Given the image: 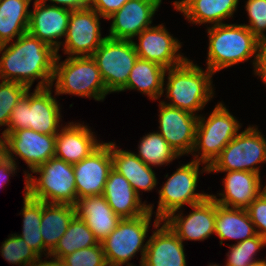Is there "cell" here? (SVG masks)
<instances>
[{"label": "cell", "instance_id": "3957f363", "mask_svg": "<svg viewBox=\"0 0 266 266\" xmlns=\"http://www.w3.org/2000/svg\"><path fill=\"white\" fill-rule=\"evenodd\" d=\"M165 73L168 76L163 91L166 90V98L171 102H162L168 106L197 115L215 95L211 79L214 74L188 58L176 67L168 68Z\"/></svg>", "mask_w": 266, "mask_h": 266}, {"label": "cell", "instance_id": "83f0119b", "mask_svg": "<svg viewBox=\"0 0 266 266\" xmlns=\"http://www.w3.org/2000/svg\"><path fill=\"white\" fill-rule=\"evenodd\" d=\"M215 235L223 240L242 242L257 235L247 209L228 208L216 203Z\"/></svg>", "mask_w": 266, "mask_h": 266}, {"label": "cell", "instance_id": "bcb514c9", "mask_svg": "<svg viewBox=\"0 0 266 266\" xmlns=\"http://www.w3.org/2000/svg\"><path fill=\"white\" fill-rule=\"evenodd\" d=\"M250 266H266V259L256 262L255 264L250 265Z\"/></svg>", "mask_w": 266, "mask_h": 266}, {"label": "cell", "instance_id": "ba28073f", "mask_svg": "<svg viewBox=\"0 0 266 266\" xmlns=\"http://www.w3.org/2000/svg\"><path fill=\"white\" fill-rule=\"evenodd\" d=\"M241 125L222 102L215 105L209 117L200 114L191 152L195 159L192 160L210 166L225 146L240 132Z\"/></svg>", "mask_w": 266, "mask_h": 266}, {"label": "cell", "instance_id": "e0dca14e", "mask_svg": "<svg viewBox=\"0 0 266 266\" xmlns=\"http://www.w3.org/2000/svg\"><path fill=\"white\" fill-rule=\"evenodd\" d=\"M193 211L183 217L182 211L172 212L163 221L184 242L204 241L215 233L216 202L209 195L205 200L190 206Z\"/></svg>", "mask_w": 266, "mask_h": 266}, {"label": "cell", "instance_id": "5bb4252c", "mask_svg": "<svg viewBox=\"0 0 266 266\" xmlns=\"http://www.w3.org/2000/svg\"><path fill=\"white\" fill-rule=\"evenodd\" d=\"M133 44L138 58L153 61L166 69L182 64L187 57L179 52L182 42L172 36L164 24L144 29Z\"/></svg>", "mask_w": 266, "mask_h": 266}, {"label": "cell", "instance_id": "4fadbf2b", "mask_svg": "<svg viewBox=\"0 0 266 266\" xmlns=\"http://www.w3.org/2000/svg\"><path fill=\"white\" fill-rule=\"evenodd\" d=\"M4 138L6 141V156L12 159L14 163H16L14 157H20L25 161L31 172L50 158L55 157L56 135H45L24 128L6 134Z\"/></svg>", "mask_w": 266, "mask_h": 266}, {"label": "cell", "instance_id": "7bdbcfd3", "mask_svg": "<svg viewBox=\"0 0 266 266\" xmlns=\"http://www.w3.org/2000/svg\"><path fill=\"white\" fill-rule=\"evenodd\" d=\"M254 74L259 76L266 85V45H264L258 54V57L254 64Z\"/></svg>", "mask_w": 266, "mask_h": 266}, {"label": "cell", "instance_id": "f6af8a7d", "mask_svg": "<svg viewBox=\"0 0 266 266\" xmlns=\"http://www.w3.org/2000/svg\"><path fill=\"white\" fill-rule=\"evenodd\" d=\"M6 157V141L0 136V161Z\"/></svg>", "mask_w": 266, "mask_h": 266}, {"label": "cell", "instance_id": "b9f144b4", "mask_svg": "<svg viewBox=\"0 0 266 266\" xmlns=\"http://www.w3.org/2000/svg\"><path fill=\"white\" fill-rule=\"evenodd\" d=\"M41 1L44 3H46L47 1H50L52 3L50 5L52 6L59 5V7L66 8V9L73 11V10L84 9V8L90 7L91 0H41Z\"/></svg>", "mask_w": 266, "mask_h": 266}, {"label": "cell", "instance_id": "f546056e", "mask_svg": "<svg viewBox=\"0 0 266 266\" xmlns=\"http://www.w3.org/2000/svg\"><path fill=\"white\" fill-rule=\"evenodd\" d=\"M32 0H0V45L26 33Z\"/></svg>", "mask_w": 266, "mask_h": 266}, {"label": "cell", "instance_id": "5b68a950", "mask_svg": "<svg viewBox=\"0 0 266 266\" xmlns=\"http://www.w3.org/2000/svg\"><path fill=\"white\" fill-rule=\"evenodd\" d=\"M61 60L57 54L52 82L55 83V96L62 94L78 95L103 101L107 94L96 61L92 56L69 57Z\"/></svg>", "mask_w": 266, "mask_h": 266}, {"label": "cell", "instance_id": "2e32d148", "mask_svg": "<svg viewBox=\"0 0 266 266\" xmlns=\"http://www.w3.org/2000/svg\"><path fill=\"white\" fill-rule=\"evenodd\" d=\"M159 131L180 157L193 150L198 115L159 102Z\"/></svg>", "mask_w": 266, "mask_h": 266}, {"label": "cell", "instance_id": "f35d334b", "mask_svg": "<svg viewBox=\"0 0 266 266\" xmlns=\"http://www.w3.org/2000/svg\"><path fill=\"white\" fill-rule=\"evenodd\" d=\"M251 222L259 236L266 239V191L264 190L247 208Z\"/></svg>", "mask_w": 266, "mask_h": 266}, {"label": "cell", "instance_id": "484cf974", "mask_svg": "<svg viewBox=\"0 0 266 266\" xmlns=\"http://www.w3.org/2000/svg\"><path fill=\"white\" fill-rule=\"evenodd\" d=\"M112 168L122 174L140 196V190L152 191L157 179L153 167L146 165L134 152L120 149L111 141Z\"/></svg>", "mask_w": 266, "mask_h": 266}, {"label": "cell", "instance_id": "6da1fadb", "mask_svg": "<svg viewBox=\"0 0 266 266\" xmlns=\"http://www.w3.org/2000/svg\"><path fill=\"white\" fill-rule=\"evenodd\" d=\"M10 44V45H8ZM0 79L19 82L31 89L36 79H41L36 88L53 86L57 50L28 32L14 42L0 45Z\"/></svg>", "mask_w": 266, "mask_h": 266}, {"label": "cell", "instance_id": "44dd1931", "mask_svg": "<svg viewBox=\"0 0 266 266\" xmlns=\"http://www.w3.org/2000/svg\"><path fill=\"white\" fill-rule=\"evenodd\" d=\"M226 172L222 183L223 192L211 195L214 201L224 207L247 209L249 205L265 190L261 185V176L249 171H209ZM262 187H264L262 189Z\"/></svg>", "mask_w": 266, "mask_h": 266}, {"label": "cell", "instance_id": "30bf717a", "mask_svg": "<svg viewBox=\"0 0 266 266\" xmlns=\"http://www.w3.org/2000/svg\"><path fill=\"white\" fill-rule=\"evenodd\" d=\"M261 163H266V138L257 126L249 125L225 146L209 166V171L238 170L260 175Z\"/></svg>", "mask_w": 266, "mask_h": 266}, {"label": "cell", "instance_id": "7402d4cb", "mask_svg": "<svg viewBox=\"0 0 266 266\" xmlns=\"http://www.w3.org/2000/svg\"><path fill=\"white\" fill-rule=\"evenodd\" d=\"M84 123L70 122L56 134L55 157L75 164L88 157L101 144Z\"/></svg>", "mask_w": 266, "mask_h": 266}, {"label": "cell", "instance_id": "7c38bea8", "mask_svg": "<svg viewBox=\"0 0 266 266\" xmlns=\"http://www.w3.org/2000/svg\"><path fill=\"white\" fill-rule=\"evenodd\" d=\"M101 18L91 7L71 11L66 39L61 44L64 54L69 57L92 56L107 38L101 37Z\"/></svg>", "mask_w": 266, "mask_h": 266}, {"label": "cell", "instance_id": "7a4b0ae2", "mask_svg": "<svg viewBox=\"0 0 266 266\" xmlns=\"http://www.w3.org/2000/svg\"><path fill=\"white\" fill-rule=\"evenodd\" d=\"M209 38L207 69L213 74L253 57V66L264 46L243 24H218L207 27Z\"/></svg>", "mask_w": 266, "mask_h": 266}, {"label": "cell", "instance_id": "9a60e30c", "mask_svg": "<svg viewBox=\"0 0 266 266\" xmlns=\"http://www.w3.org/2000/svg\"><path fill=\"white\" fill-rule=\"evenodd\" d=\"M111 169V142H102L88 157L73 164L77 200L102 195Z\"/></svg>", "mask_w": 266, "mask_h": 266}, {"label": "cell", "instance_id": "ee69618b", "mask_svg": "<svg viewBox=\"0 0 266 266\" xmlns=\"http://www.w3.org/2000/svg\"><path fill=\"white\" fill-rule=\"evenodd\" d=\"M51 259L50 261L47 260H43L41 259V262L39 264V266H67L64 261H62V259H57V258H52L51 256H49ZM43 260V261H42Z\"/></svg>", "mask_w": 266, "mask_h": 266}, {"label": "cell", "instance_id": "d4e9b609", "mask_svg": "<svg viewBox=\"0 0 266 266\" xmlns=\"http://www.w3.org/2000/svg\"><path fill=\"white\" fill-rule=\"evenodd\" d=\"M239 0H176L173 6L192 24H223L233 17Z\"/></svg>", "mask_w": 266, "mask_h": 266}, {"label": "cell", "instance_id": "d6a6232c", "mask_svg": "<svg viewBox=\"0 0 266 266\" xmlns=\"http://www.w3.org/2000/svg\"><path fill=\"white\" fill-rule=\"evenodd\" d=\"M139 143L138 154L135 153V155L150 167L168 165L176 158H180L178 153L158 132L148 133L142 137Z\"/></svg>", "mask_w": 266, "mask_h": 266}, {"label": "cell", "instance_id": "ac0fdd59", "mask_svg": "<svg viewBox=\"0 0 266 266\" xmlns=\"http://www.w3.org/2000/svg\"><path fill=\"white\" fill-rule=\"evenodd\" d=\"M162 0H129L108 20L112 19L107 37L135 40L144 29L151 27L153 17Z\"/></svg>", "mask_w": 266, "mask_h": 266}, {"label": "cell", "instance_id": "8992f818", "mask_svg": "<svg viewBox=\"0 0 266 266\" xmlns=\"http://www.w3.org/2000/svg\"><path fill=\"white\" fill-rule=\"evenodd\" d=\"M32 173L40 176L36 178L29 171H24L27 194L31 198L45 203L76 204L73 164L52 157Z\"/></svg>", "mask_w": 266, "mask_h": 266}, {"label": "cell", "instance_id": "e575fe53", "mask_svg": "<svg viewBox=\"0 0 266 266\" xmlns=\"http://www.w3.org/2000/svg\"><path fill=\"white\" fill-rule=\"evenodd\" d=\"M226 245L230 250L226 254L227 261L224 266H250L264 260L255 258L257 252L266 246V239L258 234L242 242Z\"/></svg>", "mask_w": 266, "mask_h": 266}, {"label": "cell", "instance_id": "74e56055", "mask_svg": "<svg viewBox=\"0 0 266 266\" xmlns=\"http://www.w3.org/2000/svg\"><path fill=\"white\" fill-rule=\"evenodd\" d=\"M67 266H108L101 243L76 250L62 258Z\"/></svg>", "mask_w": 266, "mask_h": 266}, {"label": "cell", "instance_id": "1f68e13d", "mask_svg": "<svg viewBox=\"0 0 266 266\" xmlns=\"http://www.w3.org/2000/svg\"><path fill=\"white\" fill-rule=\"evenodd\" d=\"M99 241L82 219L75 216L67 231L49 256L62 259L64 256L87 247L97 245Z\"/></svg>", "mask_w": 266, "mask_h": 266}, {"label": "cell", "instance_id": "d590c367", "mask_svg": "<svg viewBox=\"0 0 266 266\" xmlns=\"http://www.w3.org/2000/svg\"><path fill=\"white\" fill-rule=\"evenodd\" d=\"M28 87L19 82L1 81L0 83V127L9 124L13 107L28 91Z\"/></svg>", "mask_w": 266, "mask_h": 266}, {"label": "cell", "instance_id": "cb8c5ba5", "mask_svg": "<svg viewBox=\"0 0 266 266\" xmlns=\"http://www.w3.org/2000/svg\"><path fill=\"white\" fill-rule=\"evenodd\" d=\"M74 206L76 216L85 222L100 243L117 227L121 220L108 205L103 195L82 197Z\"/></svg>", "mask_w": 266, "mask_h": 266}, {"label": "cell", "instance_id": "836d02e7", "mask_svg": "<svg viewBox=\"0 0 266 266\" xmlns=\"http://www.w3.org/2000/svg\"><path fill=\"white\" fill-rule=\"evenodd\" d=\"M1 256L10 264L19 266H39L41 259L16 233L1 245Z\"/></svg>", "mask_w": 266, "mask_h": 266}, {"label": "cell", "instance_id": "4316f807", "mask_svg": "<svg viewBox=\"0 0 266 266\" xmlns=\"http://www.w3.org/2000/svg\"><path fill=\"white\" fill-rule=\"evenodd\" d=\"M166 68L160 64L137 58L130 71L127 84L119 91L138 90L151 100H158L163 94Z\"/></svg>", "mask_w": 266, "mask_h": 266}, {"label": "cell", "instance_id": "d6986e66", "mask_svg": "<svg viewBox=\"0 0 266 266\" xmlns=\"http://www.w3.org/2000/svg\"><path fill=\"white\" fill-rule=\"evenodd\" d=\"M33 5L27 32L52 46L58 54L62 44L58 39L66 37L71 10L41 0H34Z\"/></svg>", "mask_w": 266, "mask_h": 266}, {"label": "cell", "instance_id": "ab89813d", "mask_svg": "<svg viewBox=\"0 0 266 266\" xmlns=\"http://www.w3.org/2000/svg\"><path fill=\"white\" fill-rule=\"evenodd\" d=\"M127 1L129 0H91L90 7L97 11L103 19H107Z\"/></svg>", "mask_w": 266, "mask_h": 266}, {"label": "cell", "instance_id": "8fae6325", "mask_svg": "<svg viewBox=\"0 0 266 266\" xmlns=\"http://www.w3.org/2000/svg\"><path fill=\"white\" fill-rule=\"evenodd\" d=\"M106 90L119 92L128 81L130 71L138 58L133 40L107 37L93 53Z\"/></svg>", "mask_w": 266, "mask_h": 266}, {"label": "cell", "instance_id": "4dcf8cb0", "mask_svg": "<svg viewBox=\"0 0 266 266\" xmlns=\"http://www.w3.org/2000/svg\"><path fill=\"white\" fill-rule=\"evenodd\" d=\"M24 199H23V228L21 237L28 246L41 258L42 255L49 258L50 252L44 247L41 235V218H42V201L31 198L27 194V182L24 183ZM46 253H45V252Z\"/></svg>", "mask_w": 266, "mask_h": 266}, {"label": "cell", "instance_id": "f1b7e54d", "mask_svg": "<svg viewBox=\"0 0 266 266\" xmlns=\"http://www.w3.org/2000/svg\"><path fill=\"white\" fill-rule=\"evenodd\" d=\"M76 216L75 206L42 201L41 235L44 247L51 253Z\"/></svg>", "mask_w": 266, "mask_h": 266}, {"label": "cell", "instance_id": "8d00e7d4", "mask_svg": "<svg viewBox=\"0 0 266 266\" xmlns=\"http://www.w3.org/2000/svg\"><path fill=\"white\" fill-rule=\"evenodd\" d=\"M249 25H245L251 33L266 45V0H247L245 4Z\"/></svg>", "mask_w": 266, "mask_h": 266}, {"label": "cell", "instance_id": "ffe728a7", "mask_svg": "<svg viewBox=\"0 0 266 266\" xmlns=\"http://www.w3.org/2000/svg\"><path fill=\"white\" fill-rule=\"evenodd\" d=\"M153 225L142 266H187L183 242L164 221L155 218Z\"/></svg>", "mask_w": 266, "mask_h": 266}, {"label": "cell", "instance_id": "603a6c76", "mask_svg": "<svg viewBox=\"0 0 266 266\" xmlns=\"http://www.w3.org/2000/svg\"><path fill=\"white\" fill-rule=\"evenodd\" d=\"M121 219L135 218L148 211V204L135 192L129 181L113 168L108 174L102 194Z\"/></svg>", "mask_w": 266, "mask_h": 266}, {"label": "cell", "instance_id": "7dc6e473", "mask_svg": "<svg viewBox=\"0 0 266 266\" xmlns=\"http://www.w3.org/2000/svg\"><path fill=\"white\" fill-rule=\"evenodd\" d=\"M209 266H220V265L219 264H216V263L215 264H213V263L211 264L210 263Z\"/></svg>", "mask_w": 266, "mask_h": 266}, {"label": "cell", "instance_id": "277c9868", "mask_svg": "<svg viewBox=\"0 0 266 266\" xmlns=\"http://www.w3.org/2000/svg\"><path fill=\"white\" fill-rule=\"evenodd\" d=\"M60 103L52 96V86L30 89L13 107L8 127L2 132L4 137L13 131L29 128L45 135H56L59 132L61 112Z\"/></svg>", "mask_w": 266, "mask_h": 266}, {"label": "cell", "instance_id": "60d3db41", "mask_svg": "<svg viewBox=\"0 0 266 266\" xmlns=\"http://www.w3.org/2000/svg\"><path fill=\"white\" fill-rule=\"evenodd\" d=\"M17 169V163L7 156L0 161V187H3L5 184L8 183L9 177L15 174Z\"/></svg>", "mask_w": 266, "mask_h": 266}, {"label": "cell", "instance_id": "52a82bcc", "mask_svg": "<svg viewBox=\"0 0 266 266\" xmlns=\"http://www.w3.org/2000/svg\"><path fill=\"white\" fill-rule=\"evenodd\" d=\"M153 204L148 211L135 218L121 219L117 227L101 242L108 266H136L129 261L140 251V266L147 249L148 230L153 215ZM128 262V263H127Z\"/></svg>", "mask_w": 266, "mask_h": 266}, {"label": "cell", "instance_id": "9c48e42d", "mask_svg": "<svg viewBox=\"0 0 266 266\" xmlns=\"http://www.w3.org/2000/svg\"><path fill=\"white\" fill-rule=\"evenodd\" d=\"M201 164L203 163L191 160L177 168L170 177L166 174L165 178L168 179L158 191L159 201L157 210L154 212L156 218L163 221L172 212H179L178 210H181L183 205L197 204L211 195L196 192L200 173H209V166L199 170ZM199 171L201 172L199 173Z\"/></svg>", "mask_w": 266, "mask_h": 266}]
</instances>
